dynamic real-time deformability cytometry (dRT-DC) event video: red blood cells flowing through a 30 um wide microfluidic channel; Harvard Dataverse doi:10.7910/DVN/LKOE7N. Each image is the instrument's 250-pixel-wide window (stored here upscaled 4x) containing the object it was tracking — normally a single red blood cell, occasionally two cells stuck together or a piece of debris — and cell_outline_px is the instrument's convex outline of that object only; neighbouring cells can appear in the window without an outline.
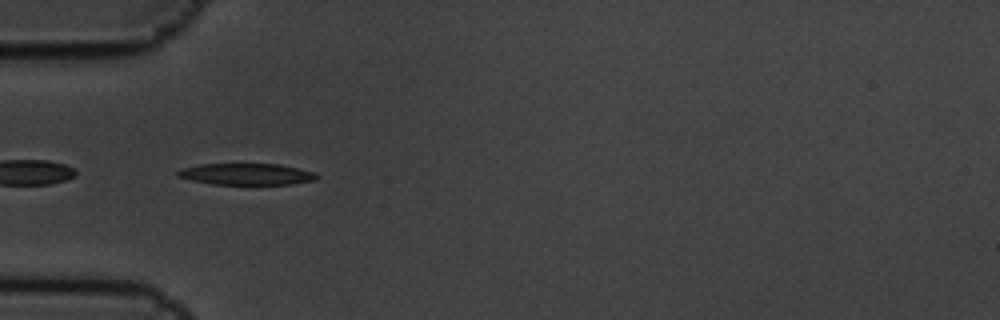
{"species": "common noctule bat (a hibernating species)", "species_latin": "Nyctalus noctula", "temperature_condition": "cold", "stored_images_in_passage": 7, "camera_frame_rate_fps": 3000, "um_per_image_px": 0.085, "animal": {"sex": "male", "body_mass_g": 19.5, "forearm_length_mm": 54.6}, "frame": {"image": 1, "passage_image": 6, "time_ms": 1.667, "image_size_px": [1000, 320], "cell_outline_px": [[320, 176], [316, 180], [292, 184], [212, 184], [192, 180], [176, 176], [176, 172], [180, 168], [200, 164], [280, 164], [316, 172]], "centroid_in_image_um": [20.97, 14.8], "position_along_channel_um": 64.0, "area_um2": 17.51}}